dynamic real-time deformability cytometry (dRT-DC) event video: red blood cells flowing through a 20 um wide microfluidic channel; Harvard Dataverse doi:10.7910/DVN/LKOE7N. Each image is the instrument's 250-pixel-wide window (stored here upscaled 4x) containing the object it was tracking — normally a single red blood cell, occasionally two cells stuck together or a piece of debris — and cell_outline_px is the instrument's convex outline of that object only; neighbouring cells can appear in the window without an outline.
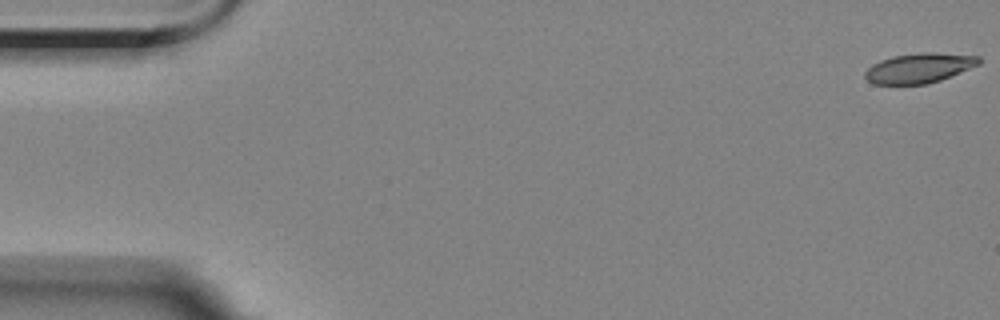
{"species": "Egyptian fruit bat (a non-hibernating species)", "species_latin": "Rousettus aegyptiacus", "temperature_condition": "room temperature", "stored_images_in_passage": 10, "camera_frame_rate_fps": 3000, "um_per_image_px": 0.085, "animal": {"sex": "female"}, "frame": {"image": 1, "passage_image": 1, "time_ms": 0.0, "image_size_px": [1000, 320], "cell_outline_px": [[980, 64], [940, 80], [928, 84], [872, 84], [864, 76], [864, 72], [872, 64], [880, 60], [892, 56], [920, 52], [936, 52], [980, 56]], "centroid_in_image_um": [78.11, 5.77], "position_along_channel_um": 6.9, "area_um2": 19.88}}
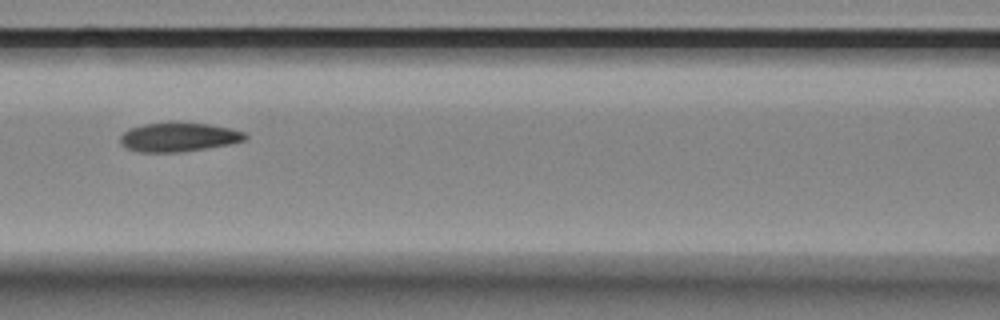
{"frame": {"image": 2, "passage_image": 8, "time_ms": 8.0, "image_size_px": [1000, 320], "cell_outline_px": [[248, 136], [244, 140], [228, 144], [180, 152], [136, 152], [124, 148], [120, 144], [120, 136], [128, 128], [144, 124], [168, 120], [176, 120], [208, 124], [228, 128], [244, 132]], "centroid_in_image_um": [15.09, 11.62], "position_along_channel_um": 151.5, "area_um2": 21.68}}
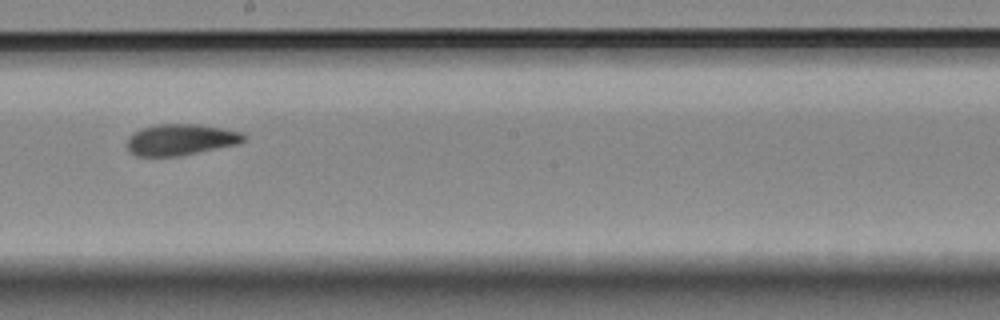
{"frame": {"image": 3, "passage_image": 10, "time_ms": 10.333, "image_size_px": [1000, 320], "cell_outline_px": [[248, 136], [240, 144], [180, 156], [136, 156], [128, 148], [128, 136], [140, 128], [156, 124], [200, 124], [244, 132]], "centroid_in_image_um": [15.41, 11.86], "position_along_channel_um": 232.8, "area_um2": 21.5}}